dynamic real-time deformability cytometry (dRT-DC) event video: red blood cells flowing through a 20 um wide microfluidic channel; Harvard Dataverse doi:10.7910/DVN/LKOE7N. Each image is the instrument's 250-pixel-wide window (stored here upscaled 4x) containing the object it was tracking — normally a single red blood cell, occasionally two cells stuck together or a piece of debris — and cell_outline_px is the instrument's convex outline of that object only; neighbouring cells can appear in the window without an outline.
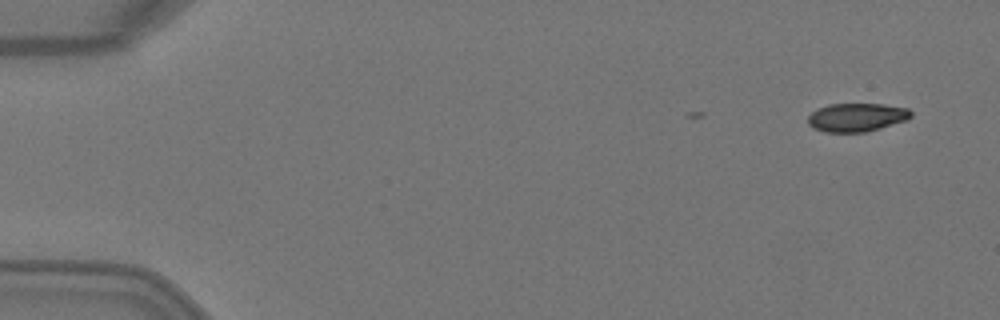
{"species": "Egyptian fruit bat (a non-hibernating species)", "species_latin": "Rousettus aegyptiacus", "temperature_condition": "warm", "stored_images_in_passage": 2, "camera_frame_rate_fps": 3000, "um_per_image_px": 0.085, "animal": {"sex": "female"}, "frame": {"image": 1, "passage_image": 2, "time_ms": 0.333, "image_size_px": [1000, 320], "cell_outline_px": [[912, 116], [908, 120], [880, 128], [864, 132], [824, 132], [812, 128], [808, 124], [808, 116], [816, 108], [828, 104], [884, 104], [908, 108], [912, 112]], "centroid_in_image_um": [72.81, 9.97], "position_along_channel_um": 12.2, "area_um2": 17.28}}